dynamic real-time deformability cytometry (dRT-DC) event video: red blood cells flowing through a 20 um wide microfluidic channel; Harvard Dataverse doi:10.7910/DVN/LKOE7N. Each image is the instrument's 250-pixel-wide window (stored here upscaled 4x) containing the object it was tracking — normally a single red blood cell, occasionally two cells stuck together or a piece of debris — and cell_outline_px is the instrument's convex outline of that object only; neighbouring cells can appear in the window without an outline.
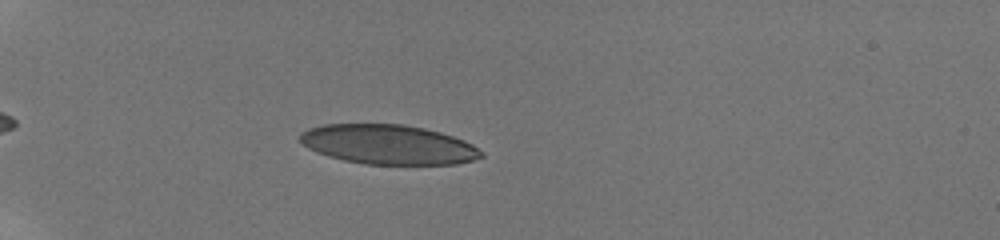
{"species": "human", "species_latin": "Homo sapiens", "temperature_condition": "room temperature", "stored_images_in_passage": 39, "camera_frame_rate_fps": 3000, "um_per_image_px": 0.085, "donor": {"sex": "male"}, "frame": {"image": 1, "passage_image": 6, "time_ms": 2.0, "image_size_px": [1000, 240], "cell_outline_px": [[484, 156], [472, 160], [456, 164], [364, 164], [344, 160], [328, 156], [316, 152], [308, 148], [300, 140], [300, 132], [308, 128], [324, 124], [404, 124], [424, 128], [440, 132], [464, 140], [472, 144], [484, 152]], "centroid_in_image_um": [33.0, 12.28], "position_along_channel_um": 52.0, "area_um2": 41.85}}
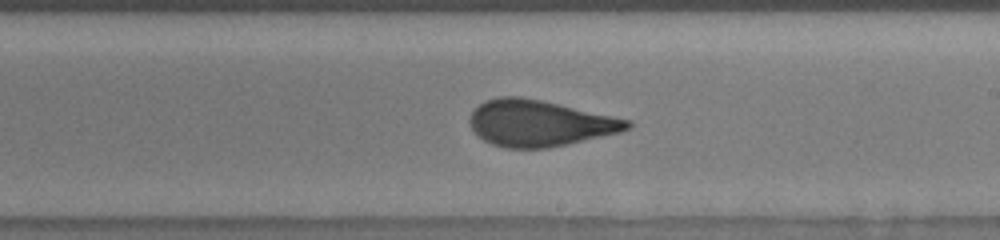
{"frame": {"image": 2, "passage_image": 22, "time_ms": 8.0, "image_size_px": [1000, 240], "cell_outline_px": [[632, 124], [628, 128], [620, 132], [568, 144], [548, 148], [504, 148], [492, 144], [476, 136], [468, 120], [472, 112], [484, 100], [500, 96], [520, 96], [540, 100], [632, 120]], "centroid_in_image_um": [45.82, 10.47], "position_along_channel_um": 243.2, "area_um2": 42.37}}
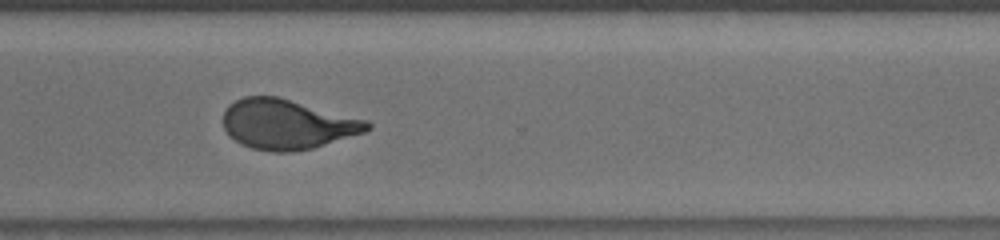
{"frame": {"image": 3, "passage_image": 29, "time_ms": 10.667, "image_size_px": [1000, 240], "cell_outline_px": [[372, 128], [364, 132], [312, 148], [292, 152], [272, 152], [252, 148], [240, 144], [228, 136], [224, 128], [224, 108], [228, 104], [244, 96], [280, 96], [368, 120], [372, 124]], "centroid_in_image_um": [24.4, 10.55], "position_along_channel_um": 346.2, "area_um2": 42.25}, "authors_computed_cell_mechanics": {"area_um2": 42.2518, "velocity_mm_per_s": 3.8668, "shape_relaxation_time_tau1_ms": 5.7997, "shape_relaxation_time_tau2_ms": null, "deformation_change_tau1": 0.1928, "deformation_change_tau2": null}}